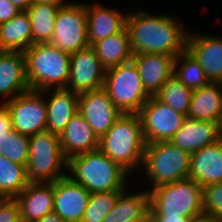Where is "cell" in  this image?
<instances>
[{"label": "cell", "instance_id": "11", "mask_svg": "<svg viewBox=\"0 0 222 222\" xmlns=\"http://www.w3.org/2000/svg\"><path fill=\"white\" fill-rule=\"evenodd\" d=\"M146 143L170 141L187 119L186 115L151 96L139 112Z\"/></svg>", "mask_w": 222, "mask_h": 222}, {"label": "cell", "instance_id": "34", "mask_svg": "<svg viewBox=\"0 0 222 222\" xmlns=\"http://www.w3.org/2000/svg\"><path fill=\"white\" fill-rule=\"evenodd\" d=\"M204 218L222 222V182L203 187Z\"/></svg>", "mask_w": 222, "mask_h": 222}, {"label": "cell", "instance_id": "38", "mask_svg": "<svg viewBox=\"0 0 222 222\" xmlns=\"http://www.w3.org/2000/svg\"><path fill=\"white\" fill-rule=\"evenodd\" d=\"M195 220L188 217H152V222H194Z\"/></svg>", "mask_w": 222, "mask_h": 222}, {"label": "cell", "instance_id": "18", "mask_svg": "<svg viewBox=\"0 0 222 222\" xmlns=\"http://www.w3.org/2000/svg\"><path fill=\"white\" fill-rule=\"evenodd\" d=\"M222 138V126L216 122L188 118L170 140L190 154Z\"/></svg>", "mask_w": 222, "mask_h": 222}, {"label": "cell", "instance_id": "21", "mask_svg": "<svg viewBox=\"0 0 222 222\" xmlns=\"http://www.w3.org/2000/svg\"><path fill=\"white\" fill-rule=\"evenodd\" d=\"M51 91V92H50ZM46 100L47 132L60 136L69 120L79 111V94L67 89L44 90Z\"/></svg>", "mask_w": 222, "mask_h": 222}, {"label": "cell", "instance_id": "4", "mask_svg": "<svg viewBox=\"0 0 222 222\" xmlns=\"http://www.w3.org/2000/svg\"><path fill=\"white\" fill-rule=\"evenodd\" d=\"M23 53L30 90L66 89L71 54L50 43L32 44Z\"/></svg>", "mask_w": 222, "mask_h": 222}, {"label": "cell", "instance_id": "43", "mask_svg": "<svg viewBox=\"0 0 222 222\" xmlns=\"http://www.w3.org/2000/svg\"><path fill=\"white\" fill-rule=\"evenodd\" d=\"M194 222H220V221L214 220V219H209V218H202V219L196 220Z\"/></svg>", "mask_w": 222, "mask_h": 222}, {"label": "cell", "instance_id": "10", "mask_svg": "<svg viewBox=\"0 0 222 222\" xmlns=\"http://www.w3.org/2000/svg\"><path fill=\"white\" fill-rule=\"evenodd\" d=\"M44 97V91L29 90L5 102L15 131L26 136L47 131Z\"/></svg>", "mask_w": 222, "mask_h": 222}, {"label": "cell", "instance_id": "33", "mask_svg": "<svg viewBox=\"0 0 222 222\" xmlns=\"http://www.w3.org/2000/svg\"><path fill=\"white\" fill-rule=\"evenodd\" d=\"M122 191L91 193L81 222H102L114 207Z\"/></svg>", "mask_w": 222, "mask_h": 222}, {"label": "cell", "instance_id": "41", "mask_svg": "<svg viewBox=\"0 0 222 222\" xmlns=\"http://www.w3.org/2000/svg\"><path fill=\"white\" fill-rule=\"evenodd\" d=\"M33 3H41V4H54V5H64L68 3L65 0H32Z\"/></svg>", "mask_w": 222, "mask_h": 222}, {"label": "cell", "instance_id": "6", "mask_svg": "<svg viewBox=\"0 0 222 222\" xmlns=\"http://www.w3.org/2000/svg\"><path fill=\"white\" fill-rule=\"evenodd\" d=\"M191 154L170 141L146 143L142 168L150 188L189 178Z\"/></svg>", "mask_w": 222, "mask_h": 222}, {"label": "cell", "instance_id": "17", "mask_svg": "<svg viewBox=\"0 0 222 222\" xmlns=\"http://www.w3.org/2000/svg\"><path fill=\"white\" fill-rule=\"evenodd\" d=\"M30 90L25 56L20 51H0V98L2 103Z\"/></svg>", "mask_w": 222, "mask_h": 222}, {"label": "cell", "instance_id": "12", "mask_svg": "<svg viewBox=\"0 0 222 222\" xmlns=\"http://www.w3.org/2000/svg\"><path fill=\"white\" fill-rule=\"evenodd\" d=\"M106 69L91 46L71 54L70 73L66 89L83 93L104 86Z\"/></svg>", "mask_w": 222, "mask_h": 222}, {"label": "cell", "instance_id": "42", "mask_svg": "<svg viewBox=\"0 0 222 222\" xmlns=\"http://www.w3.org/2000/svg\"><path fill=\"white\" fill-rule=\"evenodd\" d=\"M129 222H152V213L149 210L142 218L132 220Z\"/></svg>", "mask_w": 222, "mask_h": 222}, {"label": "cell", "instance_id": "8", "mask_svg": "<svg viewBox=\"0 0 222 222\" xmlns=\"http://www.w3.org/2000/svg\"><path fill=\"white\" fill-rule=\"evenodd\" d=\"M103 88L123 114H139L151 97L133 60L106 70Z\"/></svg>", "mask_w": 222, "mask_h": 222}, {"label": "cell", "instance_id": "16", "mask_svg": "<svg viewBox=\"0 0 222 222\" xmlns=\"http://www.w3.org/2000/svg\"><path fill=\"white\" fill-rule=\"evenodd\" d=\"M143 86L150 96H155L161 87L174 75L175 57L155 54L136 53L132 57Z\"/></svg>", "mask_w": 222, "mask_h": 222}, {"label": "cell", "instance_id": "40", "mask_svg": "<svg viewBox=\"0 0 222 222\" xmlns=\"http://www.w3.org/2000/svg\"><path fill=\"white\" fill-rule=\"evenodd\" d=\"M10 1L21 11H25L33 3L32 0H10Z\"/></svg>", "mask_w": 222, "mask_h": 222}, {"label": "cell", "instance_id": "20", "mask_svg": "<svg viewBox=\"0 0 222 222\" xmlns=\"http://www.w3.org/2000/svg\"><path fill=\"white\" fill-rule=\"evenodd\" d=\"M93 3H86L89 46L122 31L126 27L127 17V13L123 14L96 1Z\"/></svg>", "mask_w": 222, "mask_h": 222}, {"label": "cell", "instance_id": "30", "mask_svg": "<svg viewBox=\"0 0 222 222\" xmlns=\"http://www.w3.org/2000/svg\"><path fill=\"white\" fill-rule=\"evenodd\" d=\"M174 76L193 90L207 86L210 83L201 65L187 50L175 58Z\"/></svg>", "mask_w": 222, "mask_h": 222}, {"label": "cell", "instance_id": "15", "mask_svg": "<svg viewBox=\"0 0 222 222\" xmlns=\"http://www.w3.org/2000/svg\"><path fill=\"white\" fill-rule=\"evenodd\" d=\"M53 211L65 222H81L90 192L68 175L53 182Z\"/></svg>", "mask_w": 222, "mask_h": 222}, {"label": "cell", "instance_id": "1", "mask_svg": "<svg viewBox=\"0 0 222 222\" xmlns=\"http://www.w3.org/2000/svg\"><path fill=\"white\" fill-rule=\"evenodd\" d=\"M126 28L136 53H155L177 57L186 51L188 30L176 16L128 12Z\"/></svg>", "mask_w": 222, "mask_h": 222}, {"label": "cell", "instance_id": "36", "mask_svg": "<svg viewBox=\"0 0 222 222\" xmlns=\"http://www.w3.org/2000/svg\"><path fill=\"white\" fill-rule=\"evenodd\" d=\"M20 12L10 0H0V24L8 22Z\"/></svg>", "mask_w": 222, "mask_h": 222}, {"label": "cell", "instance_id": "28", "mask_svg": "<svg viewBox=\"0 0 222 222\" xmlns=\"http://www.w3.org/2000/svg\"><path fill=\"white\" fill-rule=\"evenodd\" d=\"M61 5L32 3L25 11L31 21L32 44L49 43Z\"/></svg>", "mask_w": 222, "mask_h": 222}, {"label": "cell", "instance_id": "22", "mask_svg": "<svg viewBox=\"0 0 222 222\" xmlns=\"http://www.w3.org/2000/svg\"><path fill=\"white\" fill-rule=\"evenodd\" d=\"M189 178L202 187L222 182V138L191 154Z\"/></svg>", "mask_w": 222, "mask_h": 222}, {"label": "cell", "instance_id": "37", "mask_svg": "<svg viewBox=\"0 0 222 222\" xmlns=\"http://www.w3.org/2000/svg\"><path fill=\"white\" fill-rule=\"evenodd\" d=\"M13 129L10 112L5 103L0 102V135L9 133Z\"/></svg>", "mask_w": 222, "mask_h": 222}, {"label": "cell", "instance_id": "13", "mask_svg": "<svg viewBox=\"0 0 222 222\" xmlns=\"http://www.w3.org/2000/svg\"><path fill=\"white\" fill-rule=\"evenodd\" d=\"M78 110L99 139L122 115L103 87L80 93Z\"/></svg>", "mask_w": 222, "mask_h": 222}, {"label": "cell", "instance_id": "23", "mask_svg": "<svg viewBox=\"0 0 222 222\" xmlns=\"http://www.w3.org/2000/svg\"><path fill=\"white\" fill-rule=\"evenodd\" d=\"M59 138L67 160L99 148V138L79 112L69 120Z\"/></svg>", "mask_w": 222, "mask_h": 222}, {"label": "cell", "instance_id": "24", "mask_svg": "<svg viewBox=\"0 0 222 222\" xmlns=\"http://www.w3.org/2000/svg\"><path fill=\"white\" fill-rule=\"evenodd\" d=\"M188 118L216 122L222 126V83L194 89Z\"/></svg>", "mask_w": 222, "mask_h": 222}, {"label": "cell", "instance_id": "7", "mask_svg": "<svg viewBox=\"0 0 222 222\" xmlns=\"http://www.w3.org/2000/svg\"><path fill=\"white\" fill-rule=\"evenodd\" d=\"M26 173L30 182H54L67 175L60 138L51 132L30 136Z\"/></svg>", "mask_w": 222, "mask_h": 222}, {"label": "cell", "instance_id": "32", "mask_svg": "<svg viewBox=\"0 0 222 222\" xmlns=\"http://www.w3.org/2000/svg\"><path fill=\"white\" fill-rule=\"evenodd\" d=\"M29 145L30 136L22 135L14 129L0 135V154L14 163L26 165Z\"/></svg>", "mask_w": 222, "mask_h": 222}, {"label": "cell", "instance_id": "27", "mask_svg": "<svg viewBox=\"0 0 222 222\" xmlns=\"http://www.w3.org/2000/svg\"><path fill=\"white\" fill-rule=\"evenodd\" d=\"M32 45L31 21L21 11L8 22L0 24V50L24 52Z\"/></svg>", "mask_w": 222, "mask_h": 222}, {"label": "cell", "instance_id": "31", "mask_svg": "<svg viewBox=\"0 0 222 222\" xmlns=\"http://www.w3.org/2000/svg\"><path fill=\"white\" fill-rule=\"evenodd\" d=\"M193 89L185 86L174 75L161 87L155 95L160 101L173 110L188 115Z\"/></svg>", "mask_w": 222, "mask_h": 222}, {"label": "cell", "instance_id": "26", "mask_svg": "<svg viewBox=\"0 0 222 222\" xmlns=\"http://www.w3.org/2000/svg\"><path fill=\"white\" fill-rule=\"evenodd\" d=\"M127 187L102 222H129L142 218L150 210V193L148 190L128 194Z\"/></svg>", "mask_w": 222, "mask_h": 222}, {"label": "cell", "instance_id": "29", "mask_svg": "<svg viewBox=\"0 0 222 222\" xmlns=\"http://www.w3.org/2000/svg\"><path fill=\"white\" fill-rule=\"evenodd\" d=\"M29 183L26 166L0 154V198L15 199Z\"/></svg>", "mask_w": 222, "mask_h": 222}, {"label": "cell", "instance_id": "14", "mask_svg": "<svg viewBox=\"0 0 222 222\" xmlns=\"http://www.w3.org/2000/svg\"><path fill=\"white\" fill-rule=\"evenodd\" d=\"M186 50L211 83H222V37L189 31Z\"/></svg>", "mask_w": 222, "mask_h": 222}, {"label": "cell", "instance_id": "35", "mask_svg": "<svg viewBox=\"0 0 222 222\" xmlns=\"http://www.w3.org/2000/svg\"><path fill=\"white\" fill-rule=\"evenodd\" d=\"M0 222H23L15 199L0 198Z\"/></svg>", "mask_w": 222, "mask_h": 222}, {"label": "cell", "instance_id": "9", "mask_svg": "<svg viewBox=\"0 0 222 222\" xmlns=\"http://www.w3.org/2000/svg\"><path fill=\"white\" fill-rule=\"evenodd\" d=\"M49 43L69 54L89 46L86 3L71 1L60 6Z\"/></svg>", "mask_w": 222, "mask_h": 222}, {"label": "cell", "instance_id": "19", "mask_svg": "<svg viewBox=\"0 0 222 222\" xmlns=\"http://www.w3.org/2000/svg\"><path fill=\"white\" fill-rule=\"evenodd\" d=\"M15 200L23 222H35L53 212V182H30Z\"/></svg>", "mask_w": 222, "mask_h": 222}, {"label": "cell", "instance_id": "3", "mask_svg": "<svg viewBox=\"0 0 222 222\" xmlns=\"http://www.w3.org/2000/svg\"><path fill=\"white\" fill-rule=\"evenodd\" d=\"M66 169L90 193L123 191L130 176L99 149L69 158Z\"/></svg>", "mask_w": 222, "mask_h": 222}, {"label": "cell", "instance_id": "2", "mask_svg": "<svg viewBox=\"0 0 222 222\" xmlns=\"http://www.w3.org/2000/svg\"><path fill=\"white\" fill-rule=\"evenodd\" d=\"M145 148L141 117L122 113L99 139L98 149L130 175L142 167Z\"/></svg>", "mask_w": 222, "mask_h": 222}, {"label": "cell", "instance_id": "39", "mask_svg": "<svg viewBox=\"0 0 222 222\" xmlns=\"http://www.w3.org/2000/svg\"><path fill=\"white\" fill-rule=\"evenodd\" d=\"M35 222H65L63 219H61L54 211L46 214L39 220Z\"/></svg>", "mask_w": 222, "mask_h": 222}, {"label": "cell", "instance_id": "5", "mask_svg": "<svg viewBox=\"0 0 222 222\" xmlns=\"http://www.w3.org/2000/svg\"><path fill=\"white\" fill-rule=\"evenodd\" d=\"M152 217L204 218L203 187L186 178L149 190Z\"/></svg>", "mask_w": 222, "mask_h": 222}, {"label": "cell", "instance_id": "25", "mask_svg": "<svg viewBox=\"0 0 222 222\" xmlns=\"http://www.w3.org/2000/svg\"><path fill=\"white\" fill-rule=\"evenodd\" d=\"M91 47L106 70L132 60L134 54L126 27L119 33L99 40Z\"/></svg>", "mask_w": 222, "mask_h": 222}]
</instances>
